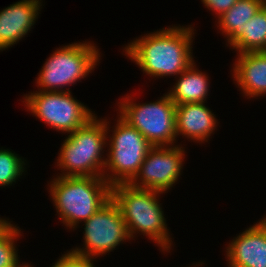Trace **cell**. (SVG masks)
Masks as SVG:
<instances>
[{
    "label": "cell",
    "instance_id": "6da1fadb",
    "mask_svg": "<svg viewBox=\"0 0 266 267\" xmlns=\"http://www.w3.org/2000/svg\"><path fill=\"white\" fill-rule=\"evenodd\" d=\"M194 30L191 25L162 28L134 39L123 52L150 77L178 76L195 62Z\"/></svg>",
    "mask_w": 266,
    "mask_h": 267
},
{
    "label": "cell",
    "instance_id": "7a4b0ae2",
    "mask_svg": "<svg viewBox=\"0 0 266 267\" xmlns=\"http://www.w3.org/2000/svg\"><path fill=\"white\" fill-rule=\"evenodd\" d=\"M160 191L135 188L129 183L111 186V198L119 207L129 236H147L165 253L172 247V238L167 228L164 210L159 203Z\"/></svg>",
    "mask_w": 266,
    "mask_h": 267
},
{
    "label": "cell",
    "instance_id": "3957f363",
    "mask_svg": "<svg viewBox=\"0 0 266 267\" xmlns=\"http://www.w3.org/2000/svg\"><path fill=\"white\" fill-rule=\"evenodd\" d=\"M48 184L53 206L69 230L88 220L111 198V186L103 177L56 176Z\"/></svg>",
    "mask_w": 266,
    "mask_h": 267
},
{
    "label": "cell",
    "instance_id": "277c9868",
    "mask_svg": "<svg viewBox=\"0 0 266 267\" xmlns=\"http://www.w3.org/2000/svg\"><path fill=\"white\" fill-rule=\"evenodd\" d=\"M106 119L95 115L85 125L69 133L63 140L57 158V169L64 177H103L108 142ZM103 156V157H102Z\"/></svg>",
    "mask_w": 266,
    "mask_h": 267
},
{
    "label": "cell",
    "instance_id": "5b68a950",
    "mask_svg": "<svg viewBox=\"0 0 266 267\" xmlns=\"http://www.w3.org/2000/svg\"><path fill=\"white\" fill-rule=\"evenodd\" d=\"M83 42H74L53 51L36 79L38 91L68 92L70 90L66 87L94 71L97 63H100L101 53L93 43Z\"/></svg>",
    "mask_w": 266,
    "mask_h": 267
},
{
    "label": "cell",
    "instance_id": "8992f818",
    "mask_svg": "<svg viewBox=\"0 0 266 267\" xmlns=\"http://www.w3.org/2000/svg\"><path fill=\"white\" fill-rule=\"evenodd\" d=\"M106 119L108 153L103 178L110 186L119 183H129L138 173L149 150L153 147L146 138L134 127H131L119 115L117 123L109 130Z\"/></svg>",
    "mask_w": 266,
    "mask_h": 267
},
{
    "label": "cell",
    "instance_id": "52a82bcc",
    "mask_svg": "<svg viewBox=\"0 0 266 267\" xmlns=\"http://www.w3.org/2000/svg\"><path fill=\"white\" fill-rule=\"evenodd\" d=\"M119 116L136 128L152 146H173L176 137V104L163 94L149 103H136L130 95L118 103Z\"/></svg>",
    "mask_w": 266,
    "mask_h": 267
},
{
    "label": "cell",
    "instance_id": "ba28073f",
    "mask_svg": "<svg viewBox=\"0 0 266 267\" xmlns=\"http://www.w3.org/2000/svg\"><path fill=\"white\" fill-rule=\"evenodd\" d=\"M71 91H33L24 95L25 109L62 133H72L96 114L74 99Z\"/></svg>",
    "mask_w": 266,
    "mask_h": 267
},
{
    "label": "cell",
    "instance_id": "9c48e42d",
    "mask_svg": "<svg viewBox=\"0 0 266 267\" xmlns=\"http://www.w3.org/2000/svg\"><path fill=\"white\" fill-rule=\"evenodd\" d=\"M83 223L84 246L71 249L79 255L96 259L131 240L119 207L112 198Z\"/></svg>",
    "mask_w": 266,
    "mask_h": 267
},
{
    "label": "cell",
    "instance_id": "30bf717a",
    "mask_svg": "<svg viewBox=\"0 0 266 267\" xmlns=\"http://www.w3.org/2000/svg\"><path fill=\"white\" fill-rule=\"evenodd\" d=\"M184 158L182 145L153 146L129 184L135 188L167 193L181 175Z\"/></svg>",
    "mask_w": 266,
    "mask_h": 267
},
{
    "label": "cell",
    "instance_id": "8fae6325",
    "mask_svg": "<svg viewBox=\"0 0 266 267\" xmlns=\"http://www.w3.org/2000/svg\"><path fill=\"white\" fill-rule=\"evenodd\" d=\"M228 267H266V216L226 247Z\"/></svg>",
    "mask_w": 266,
    "mask_h": 267
},
{
    "label": "cell",
    "instance_id": "7c38bea8",
    "mask_svg": "<svg viewBox=\"0 0 266 267\" xmlns=\"http://www.w3.org/2000/svg\"><path fill=\"white\" fill-rule=\"evenodd\" d=\"M42 0H21L0 11V51L17 44L31 31Z\"/></svg>",
    "mask_w": 266,
    "mask_h": 267
},
{
    "label": "cell",
    "instance_id": "4fadbf2b",
    "mask_svg": "<svg viewBox=\"0 0 266 267\" xmlns=\"http://www.w3.org/2000/svg\"><path fill=\"white\" fill-rule=\"evenodd\" d=\"M203 103L176 105V135L197 143L208 142L219 124L215 114Z\"/></svg>",
    "mask_w": 266,
    "mask_h": 267
},
{
    "label": "cell",
    "instance_id": "5bb4252c",
    "mask_svg": "<svg viewBox=\"0 0 266 267\" xmlns=\"http://www.w3.org/2000/svg\"><path fill=\"white\" fill-rule=\"evenodd\" d=\"M233 66V80L249 98L266 95V52H245L237 54Z\"/></svg>",
    "mask_w": 266,
    "mask_h": 267
},
{
    "label": "cell",
    "instance_id": "9a60e30c",
    "mask_svg": "<svg viewBox=\"0 0 266 267\" xmlns=\"http://www.w3.org/2000/svg\"><path fill=\"white\" fill-rule=\"evenodd\" d=\"M193 62L183 71L175 85L167 92L169 98L176 104L203 103L207 101L209 91V76L196 68Z\"/></svg>",
    "mask_w": 266,
    "mask_h": 267
},
{
    "label": "cell",
    "instance_id": "2e32d148",
    "mask_svg": "<svg viewBox=\"0 0 266 267\" xmlns=\"http://www.w3.org/2000/svg\"><path fill=\"white\" fill-rule=\"evenodd\" d=\"M262 0H238L227 12L218 17L217 26L230 46L241 34L245 25L263 6Z\"/></svg>",
    "mask_w": 266,
    "mask_h": 267
},
{
    "label": "cell",
    "instance_id": "e0dca14e",
    "mask_svg": "<svg viewBox=\"0 0 266 267\" xmlns=\"http://www.w3.org/2000/svg\"><path fill=\"white\" fill-rule=\"evenodd\" d=\"M242 34L229 46L237 54L266 51V5L242 26Z\"/></svg>",
    "mask_w": 266,
    "mask_h": 267
},
{
    "label": "cell",
    "instance_id": "ac0fdd59",
    "mask_svg": "<svg viewBox=\"0 0 266 267\" xmlns=\"http://www.w3.org/2000/svg\"><path fill=\"white\" fill-rule=\"evenodd\" d=\"M22 236L17 225L9 224L0 233V267H26L29 263L20 264L16 241Z\"/></svg>",
    "mask_w": 266,
    "mask_h": 267
},
{
    "label": "cell",
    "instance_id": "d6986e66",
    "mask_svg": "<svg viewBox=\"0 0 266 267\" xmlns=\"http://www.w3.org/2000/svg\"><path fill=\"white\" fill-rule=\"evenodd\" d=\"M26 160L9 149H0V186H12L27 169ZM14 182V183H13Z\"/></svg>",
    "mask_w": 266,
    "mask_h": 267
},
{
    "label": "cell",
    "instance_id": "ffe728a7",
    "mask_svg": "<svg viewBox=\"0 0 266 267\" xmlns=\"http://www.w3.org/2000/svg\"><path fill=\"white\" fill-rule=\"evenodd\" d=\"M94 258L67 251L52 267H94Z\"/></svg>",
    "mask_w": 266,
    "mask_h": 267
},
{
    "label": "cell",
    "instance_id": "44dd1931",
    "mask_svg": "<svg viewBox=\"0 0 266 267\" xmlns=\"http://www.w3.org/2000/svg\"><path fill=\"white\" fill-rule=\"evenodd\" d=\"M238 0H201L208 10L213 11L216 17L231 9Z\"/></svg>",
    "mask_w": 266,
    "mask_h": 267
},
{
    "label": "cell",
    "instance_id": "7402d4cb",
    "mask_svg": "<svg viewBox=\"0 0 266 267\" xmlns=\"http://www.w3.org/2000/svg\"><path fill=\"white\" fill-rule=\"evenodd\" d=\"M12 221L6 220L0 217V233L11 223Z\"/></svg>",
    "mask_w": 266,
    "mask_h": 267
},
{
    "label": "cell",
    "instance_id": "603a6c76",
    "mask_svg": "<svg viewBox=\"0 0 266 267\" xmlns=\"http://www.w3.org/2000/svg\"><path fill=\"white\" fill-rule=\"evenodd\" d=\"M263 4L266 5V0H262Z\"/></svg>",
    "mask_w": 266,
    "mask_h": 267
}]
</instances>
